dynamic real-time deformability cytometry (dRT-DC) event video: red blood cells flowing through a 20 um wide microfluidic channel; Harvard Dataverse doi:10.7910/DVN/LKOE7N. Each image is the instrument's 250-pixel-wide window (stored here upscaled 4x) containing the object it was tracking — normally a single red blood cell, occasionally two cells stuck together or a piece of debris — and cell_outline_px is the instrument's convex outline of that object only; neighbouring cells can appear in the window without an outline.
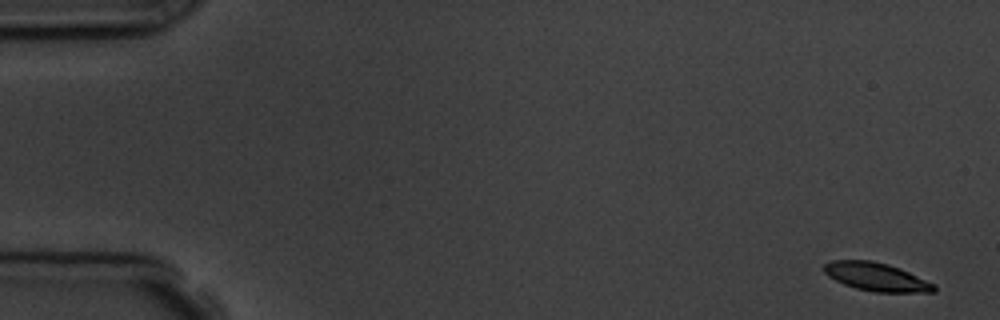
{"species": "common noctule bat (a hibernating species)", "species_latin": "Nyctalus noctula", "temperature_condition": "room temperature", "stored_images_in_passage": 5, "camera_frame_rate_fps": 3000, "um_per_image_px": 0.085, "animal": {"sex": "male", "body_mass_g": 19.5, "forearm_length_mm": 54.6}, "frame": {"image": 1, "passage_image": 1, "time_ms": 0.0, "image_size_px": [1000, 320], "cell_outline_px": [[936, 292], [872, 292], [856, 288], [844, 284], [828, 276], [824, 272], [824, 264], [832, 260], [872, 260], [888, 264], [900, 268], [936, 284]], "centroid_in_image_um": [74.51, 23.53], "position_along_channel_um": 10.5, "area_um2": 18.21}}
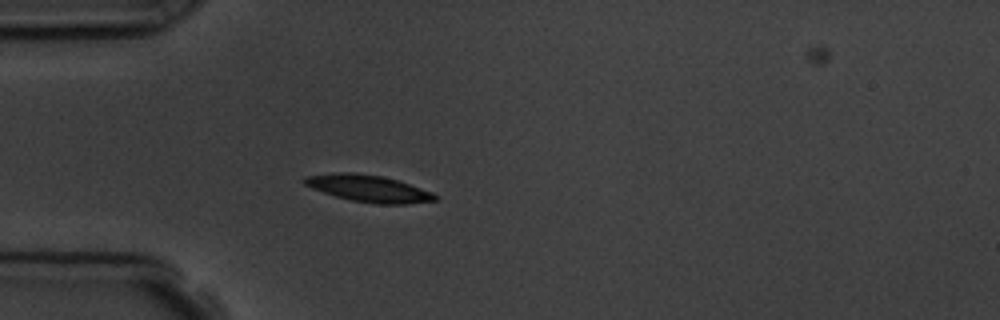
{"frame": {"image": 2, "passage_image": 5, "time_ms": 4.667, "image_size_px": [1000, 320], "cell_outline_px": [[440, 196], [436, 200], [408, 204], [376, 204], [352, 200], [336, 196], [312, 188], [304, 184], [300, 180], [304, 176], [340, 172], [352, 172], [380, 176], [396, 180], [432, 192]], "centroid_in_image_um": [31.31, 16.02], "position_along_channel_um": 53.7, "area_um2": 20.29}}